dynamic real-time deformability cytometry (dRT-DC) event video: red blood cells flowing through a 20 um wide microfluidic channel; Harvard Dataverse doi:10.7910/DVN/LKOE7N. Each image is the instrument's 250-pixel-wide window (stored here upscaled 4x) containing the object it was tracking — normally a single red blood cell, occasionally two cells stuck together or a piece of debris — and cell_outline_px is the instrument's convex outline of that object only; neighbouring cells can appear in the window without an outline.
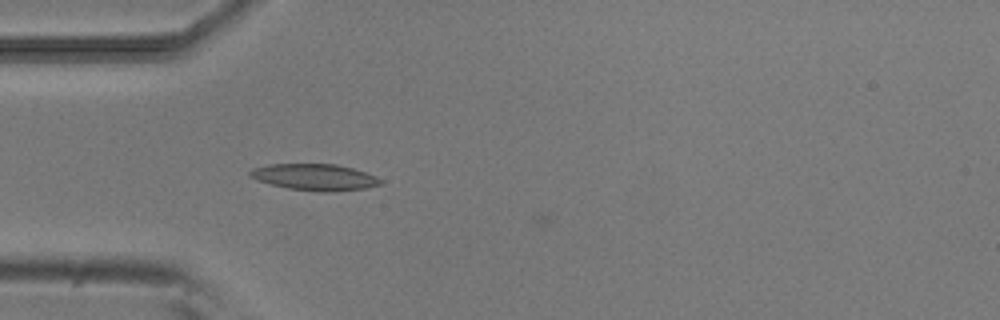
{"species": "common noctule bat (a hibernating species)", "species_latin": "Nyctalus noctula", "temperature_condition": "room temperature", "stored_images_in_passage": 29, "camera_frame_rate_fps": 3000, "um_per_image_px": 0.085, "animal": {"sex": "male", "body_mass_g": 20.5, "forearm_length_mm": 52.5}, "frame": {"image": 1, "passage_image": 3, "time_ms": 0.667, "image_size_px": [1000, 320], "cell_outline_px": [[384, 180], [380, 184], [368, 188], [324, 192], [320, 192], [288, 188], [256, 180], [248, 176], [248, 172], [252, 168], [268, 164], [336, 164], [352, 168], [376, 176]], "centroid_in_image_um": [26.73, 15.05], "position_along_channel_um": 58.3, "area_um2": 20.11}}
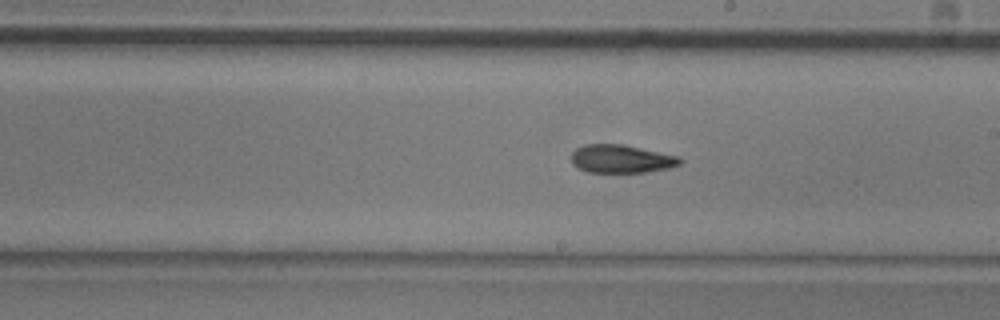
{"frame": {"image": 2, "passage_image": 17, "time_ms": 5.333, "image_size_px": [1000, 320], "cell_outline_px": [[684, 160], [680, 164], [668, 168], [644, 172], [588, 172], [576, 168], [572, 164], [572, 152], [576, 148], [584, 144], [624, 144], [680, 156]], "centroid_in_image_um": [52.81, 13.49], "position_along_channel_um": 236.2, "area_um2": 18.03}}
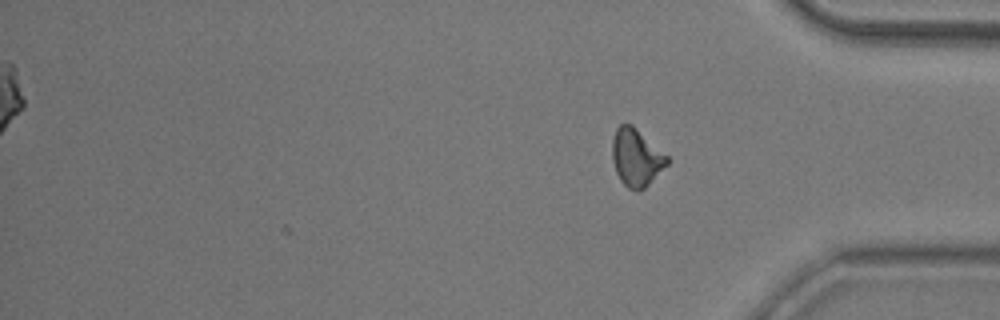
{"frame": {"image": 3, "passage_image": 29, "time_ms": 9.333, "image_size_px": [1000, 320], "cell_outline_px": [[668, 164], [644, 188], [628, 188], [620, 180], [616, 172], [612, 160], [612, 140], [616, 128], [620, 124], [632, 124], [668, 156]], "centroid_in_image_um": [54.07, 13.35], "position_along_channel_um": 381.1, "area_um2": 18.09}, "authors_computed_cell_mechanics": {"area_um2": 18.0336, "velocity_mm_per_s": 3.8527, "shape_relaxation_time_tau1_ms": 6.0065, "shape_relaxation_time_tau2_ms": 3.4534, "deformation_change_tau1": 0.1692, "deformation_change_tau2": 0.1133}}